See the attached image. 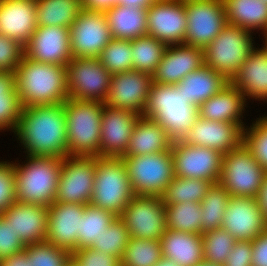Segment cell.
Returning <instances> with one entry per match:
<instances>
[{
	"mask_svg": "<svg viewBox=\"0 0 267 266\" xmlns=\"http://www.w3.org/2000/svg\"><path fill=\"white\" fill-rule=\"evenodd\" d=\"M15 134L28 156H67L66 116L62 104L22 108Z\"/></svg>",
	"mask_w": 267,
	"mask_h": 266,
	"instance_id": "6da1fadb",
	"label": "cell"
},
{
	"mask_svg": "<svg viewBox=\"0 0 267 266\" xmlns=\"http://www.w3.org/2000/svg\"><path fill=\"white\" fill-rule=\"evenodd\" d=\"M14 74L22 108L62 104L68 99L66 67L23 56Z\"/></svg>",
	"mask_w": 267,
	"mask_h": 266,
	"instance_id": "7a4b0ae2",
	"label": "cell"
},
{
	"mask_svg": "<svg viewBox=\"0 0 267 266\" xmlns=\"http://www.w3.org/2000/svg\"><path fill=\"white\" fill-rule=\"evenodd\" d=\"M27 163H13L16 201L49 207L55 202L62 158L27 156Z\"/></svg>",
	"mask_w": 267,
	"mask_h": 266,
	"instance_id": "3957f363",
	"label": "cell"
},
{
	"mask_svg": "<svg viewBox=\"0 0 267 266\" xmlns=\"http://www.w3.org/2000/svg\"><path fill=\"white\" fill-rule=\"evenodd\" d=\"M142 116L158 122L173 140H180L198 117V107L186 102L175 85L152 83Z\"/></svg>",
	"mask_w": 267,
	"mask_h": 266,
	"instance_id": "277c9868",
	"label": "cell"
},
{
	"mask_svg": "<svg viewBox=\"0 0 267 266\" xmlns=\"http://www.w3.org/2000/svg\"><path fill=\"white\" fill-rule=\"evenodd\" d=\"M102 101L68 98L63 107L66 116L67 155L94 156L100 152Z\"/></svg>",
	"mask_w": 267,
	"mask_h": 266,
	"instance_id": "5b68a950",
	"label": "cell"
},
{
	"mask_svg": "<svg viewBox=\"0 0 267 266\" xmlns=\"http://www.w3.org/2000/svg\"><path fill=\"white\" fill-rule=\"evenodd\" d=\"M134 196L123 159L97 156L90 203L119 217Z\"/></svg>",
	"mask_w": 267,
	"mask_h": 266,
	"instance_id": "8992f818",
	"label": "cell"
},
{
	"mask_svg": "<svg viewBox=\"0 0 267 266\" xmlns=\"http://www.w3.org/2000/svg\"><path fill=\"white\" fill-rule=\"evenodd\" d=\"M252 39L251 32L247 29L227 24L203 49L204 64L231 81L255 49Z\"/></svg>",
	"mask_w": 267,
	"mask_h": 266,
	"instance_id": "52a82bcc",
	"label": "cell"
},
{
	"mask_svg": "<svg viewBox=\"0 0 267 266\" xmlns=\"http://www.w3.org/2000/svg\"><path fill=\"white\" fill-rule=\"evenodd\" d=\"M172 151L144 156H123L128 177L135 195L158 196L175 177Z\"/></svg>",
	"mask_w": 267,
	"mask_h": 266,
	"instance_id": "ba28073f",
	"label": "cell"
},
{
	"mask_svg": "<svg viewBox=\"0 0 267 266\" xmlns=\"http://www.w3.org/2000/svg\"><path fill=\"white\" fill-rule=\"evenodd\" d=\"M266 173L242 143L223 155L218 183L230 196L257 198Z\"/></svg>",
	"mask_w": 267,
	"mask_h": 266,
	"instance_id": "9c48e42d",
	"label": "cell"
},
{
	"mask_svg": "<svg viewBox=\"0 0 267 266\" xmlns=\"http://www.w3.org/2000/svg\"><path fill=\"white\" fill-rule=\"evenodd\" d=\"M68 98L104 102L111 74L95 57L72 58L66 66Z\"/></svg>",
	"mask_w": 267,
	"mask_h": 266,
	"instance_id": "30bf717a",
	"label": "cell"
},
{
	"mask_svg": "<svg viewBox=\"0 0 267 266\" xmlns=\"http://www.w3.org/2000/svg\"><path fill=\"white\" fill-rule=\"evenodd\" d=\"M96 157L71 156L62 158L55 201L88 204L95 182Z\"/></svg>",
	"mask_w": 267,
	"mask_h": 266,
	"instance_id": "8fae6325",
	"label": "cell"
},
{
	"mask_svg": "<svg viewBox=\"0 0 267 266\" xmlns=\"http://www.w3.org/2000/svg\"><path fill=\"white\" fill-rule=\"evenodd\" d=\"M187 15L185 45L204 49L228 24L223 0H184Z\"/></svg>",
	"mask_w": 267,
	"mask_h": 266,
	"instance_id": "7c38bea8",
	"label": "cell"
},
{
	"mask_svg": "<svg viewBox=\"0 0 267 266\" xmlns=\"http://www.w3.org/2000/svg\"><path fill=\"white\" fill-rule=\"evenodd\" d=\"M119 218L130 237L160 240L167 230V215L162 197L135 195Z\"/></svg>",
	"mask_w": 267,
	"mask_h": 266,
	"instance_id": "4fadbf2b",
	"label": "cell"
},
{
	"mask_svg": "<svg viewBox=\"0 0 267 266\" xmlns=\"http://www.w3.org/2000/svg\"><path fill=\"white\" fill-rule=\"evenodd\" d=\"M175 176L218 183L223 155L214 149L173 140L171 146Z\"/></svg>",
	"mask_w": 267,
	"mask_h": 266,
	"instance_id": "5bb4252c",
	"label": "cell"
},
{
	"mask_svg": "<svg viewBox=\"0 0 267 266\" xmlns=\"http://www.w3.org/2000/svg\"><path fill=\"white\" fill-rule=\"evenodd\" d=\"M72 57H95L113 39L104 11L82 9L69 28Z\"/></svg>",
	"mask_w": 267,
	"mask_h": 266,
	"instance_id": "9a60e30c",
	"label": "cell"
},
{
	"mask_svg": "<svg viewBox=\"0 0 267 266\" xmlns=\"http://www.w3.org/2000/svg\"><path fill=\"white\" fill-rule=\"evenodd\" d=\"M186 29L184 0H156L147 9V35L167 46L183 44Z\"/></svg>",
	"mask_w": 267,
	"mask_h": 266,
	"instance_id": "2e32d148",
	"label": "cell"
},
{
	"mask_svg": "<svg viewBox=\"0 0 267 266\" xmlns=\"http://www.w3.org/2000/svg\"><path fill=\"white\" fill-rule=\"evenodd\" d=\"M237 241H253L265 230L267 220L258 199L247 196H230L222 226Z\"/></svg>",
	"mask_w": 267,
	"mask_h": 266,
	"instance_id": "e0dca14e",
	"label": "cell"
},
{
	"mask_svg": "<svg viewBox=\"0 0 267 266\" xmlns=\"http://www.w3.org/2000/svg\"><path fill=\"white\" fill-rule=\"evenodd\" d=\"M152 83V75L140 71L131 70L113 74L104 105L131 110L142 116Z\"/></svg>",
	"mask_w": 267,
	"mask_h": 266,
	"instance_id": "ac0fdd59",
	"label": "cell"
},
{
	"mask_svg": "<svg viewBox=\"0 0 267 266\" xmlns=\"http://www.w3.org/2000/svg\"><path fill=\"white\" fill-rule=\"evenodd\" d=\"M140 117L131 110L103 105L98 157L122 158Z\"/></svg>",
	"mask_w": 267,
	"mask_h": 266,
	"instance_id": "d6986e66",
	"label": "cell"
},
{
	"mask_svg": "<svg viewBox=\"0 0 267 266\" xmlns=\"http://www.w3.org/2000/svg\"><path fill=\"white\" fill-rule=\"evenodd\" d=\"M24 56L38 63L66 67L72 57L69 28L37 27L24 46Z\"/></svg>",
	"mask_w": 267,
	"mask_h": 266,
	"instance_id": "ffe728a7",
	"label": "cell"
},
{
	"mask_svg": "<svg viewBox=\"0 0 267 266\" xmlns=\"http://www.w3.org/2000/svg\"><path fill=\"white\" fill-rule=\"evenodd\" d=\"M244 129V125L210 121L198 116L180 141L188 145L208 147L224 155L242 144Z\"/></svg>",
	"mask_w": 267,
	"mask_h": 266,
	"instance_id": "44dd1931",
	"label": "cell"
},
{
	"mask_svg": "<svg viewBox=\"0 0 267 266\" xmlns=\"http://www.w3.org/2000/svg\"><path fill=\"white\" fill-rule=\"evenodd\" d=\"M84 204L55 201L48 207L46 241L70 253L77 250L79 225Z\"/></svg>",
	"mask_w": 267,
	"mask_h": 266,
	"instance_id": "7402d4cb",
	"label": "cell"
},
{
	"mask_svg": "<svg viewBox=\"0 0 267 266\" xmlns=\"http://www.w3.org/2000/svg\"><path fill=\"white\" fill-rule=\"evenodd\" d=\"M202 65L203 49L185 44L168 45L152 74L153 83L177 84Z\"/></svg>",
	"mask_w": 267,
	"mask_h": 266,
	"instance_id": "603a6c76",
	"label": "cell"
},
{
	"mask_svg": "<svg viewBox=\"0 0 267 266\" xmlns=\"http://www.w3.org/2000/svg\"><path fill=\"white\" fill-rule=\"evenodd\" d=\"M1 215L9 221V225L25 246L46 241L47 207L15 201Z\"/></svg>",
	"mask_w": 267,
	"mask_h": 266,
	"instance_id": "cb8c5ba5",
	"label": "cell"
},
{
	"mask_svg": "<svg viewBox=\"0 0 267 266\" xmlns=\"http://www.w3.org/2000/svg\"><path fill=\"white\" fill-rule=\"evenodd\" d=\"M36 0H0V34L23 46L37 28Z\"/></svg>",
	"mask_w": 267,
	"mask_h": 266,
	"instance_id": "d4e9b609",
	"label": "cell"
},
{
	"mask_svg": "<svg viewBox=\"0 0 267 266\" xmlns=\"http://www.w3.org/2000/svg\"><path fill=\"white\" fill-rule=\"evenodd\" d=\"M230 82L244 94L245 99L247 96L267 102V47H255Z\"/></svg>",
	"mask_w": 267,
	"mask_h": 266,
	"instance_id": "484cf974",
	"label": "cell"
},
{
	"mask_svg": "<svg viewBox=\"0 0 267 266\" xmlns=\"http://www.w3.org/2000/svg\"><path fill=\"white\" fill-rule=\"evenodd\" d=\"M246 100L244 94L230 82L221 91L198 106V116L210 121L244 125L240 118Z\"/></svg>",
	"mask_w": 267,
	"mask_h": 266,
	"instance_id": "4316f807",
	"label": "cell"
},
{
	"mask_svg": "<svg viewBox=\"0 0 267 266\" xmlns=\"http://www.w3.org/2000/svg\"><path fill=\"white\" fill-rule=\"evenodd\" d=\"M160 242L163 258L178 266H198L204 261L201 234L167 229Z\"/></svg>",
	"mask_w": 267,
	"mask_h": 266,
	"instance_id": "83f0119b",
	"label": "cell"
},
{
	"mask_svg": "<svg viewBox=\"0 0 267 266\" xmlns=\"http://www.w3.org/2000/svg\"><path fill=\"white\" fill-rule=\"evenodd\" d=\"M229 83L223 74L204 64L174 85L186 97V102L198 107Z\"/></svg>",
	"mask_w": 267,
	"mask_h": 266,
	"instance_id": "f1b7e54d",
	"label": "cell"
},
{
	"mask_svg": "<svg viewBox=\"0 0 267 266\" xmlns=\"http://www.w3.org/2000/svg\"><path fill=\"white\" fill-rule=\"evenodd\" d=\"M173 139L156 121L141 116L134 126L124 156H144L171 150Z\"/></svg>",
	"mask_w": 267,
	"mask_h": 266,
	"instance_id": "f546056e",
	"label": "cell"
},
{
	"mask_svg": "<svg viewBox=\"0 0 267 266\" xmlns=\"http://www.w3.org/2000/svg\"><path fill=\"white\" fill-rule=\"evenodd\" d=\"M104 13L113 38L132 40L147 35V9L116 4Z\"/></svg>",
	"mask_w": 267,
	"mask_h": 266,
	"instance_id": "4dcf8cb0",
	"label": "cell"
},
{
	"mask_svg": "<svg viewBox=\"0 0 267 266\" xmlns=\"http://www.w3.org/2000/svg\"><path fill=\"white\" fill-rule=\"evenodd\" d=\"M227 23L243 29H261L267 35V4L261 0H223Z\"/></svg>",
	"mask_w": 267,
	"mask_h": 266,
	"instance_id": "1f68e13d",
	"label": "cell"
},
{
	"mask_svg": "<svg viewBox=\"0 0 267 266\" xmlns=\"http://www.w3.org/2000/svg\"><path fill=\"white\" fill-rule=\"evenodd\" d=\"M37 27L70 28L83 9L82 0H36Z\"/></svg>",
	"mask_w": 267,
	"mask_h": 266,
	"instance_id": "d6a6232c",
	"label": "cell"
},
{
	"mask_svg": "<svg viewBox=\"0 0 267 266\" xmlns=\"http://www.w3.org/2000/svg\"><path fill=\"white\" fill-rule=\"evenodd\" d=\"M117 217L108 210L86 204L80 219L77 250L91 248L93 240L98 239Z\"/></svg>",
	"mask_w": 267,
	"mask_h": 266,
	"instance_id": "836d02e7",
	"label": "cell"
},
{
	"mask_svg": "<svg viewBox=\"0 0 267 266\" xmlns=\"http://www.w3.org/2000/svg\"><path fill=\"white\" fill-rule=\"evenodd\" d=\"M21 110L15 74L11 71H0V130L11 129L15 133Z\"/></svg>",
	"mask_w": 267,
	"mask_h": 266,
	"instance_id": "e575fe53",
	"label": "cell"
},
{
	"mask_svg": "<svg viewBox=\"0 0 267 266\" xmlns=\"http://www.w3.org/2000/svg\"><path fill=\"white\" fill-rule=\"evenodd\" d=\"M166 47V44L149 35L132 39L133 70L152 75L162 60Z\"/></svg>",
	"mask_w": 267,
	"mask_h": 266,
	"instance_id": "d590c367",
	"label": "cell"
},
{
	"mask_svg": "<svg viewBox=\"0 0 267 266\" xmlns=\"http://www.w3.org/2000/svg\"><path fill=\"white\" fill-rule=\"evenodd\" d=\"M229 192L219 183L212 184L201 201V233L221 228L229 202Z\"/></svg>",
	"mask_w": 267,
	"mask_h": 266,
	"instance_id": "8d00e7d4",
	"label": "cell"
},
{
	"mask_svg": "<svg viewBox=\"0 0 267 266\" xmlns=\"http://www.w3.org/2000/svg\"><path fill=\"white\" fill-rule=\"evenodd\" d=\"M213 183L202 179H189L175 176L167 185L162 199L164 204H179L186 202L201 203L207 190Z\"/></svg>",
	"mask_w": 267,
	"mask_h": 266,
	"instance_id": "74e56055",
	"label": "cell"
},
{
	"mask_svg": "<svg viewBox=\"0 0 267 266\" xmlns=\"http://www.w3.org/2000/svg\"><path fill=\"white\" fill-rule=\"evenodd\" d=\"M167 229L193 234L201 233V203L165 204Z\"/></svg>",
	"mask_w": 267,
	"mask_h": 266,
	"instance_id": "f35d334b",
	"label": "cell"
},
{
	"mask_svg": "<svg viewBox=\"0 0 267 266\" xmlns=\"http://www.w3.org/2000/svg\"><path fill=\"white\" fill-rule=\"evenodd\" d=\"M162 258L160 240L130 237L121 266H156Z\"/></svg>",
	"mask_w": 267,
	"mask_h": 266,
	"instance_id": "ab89813d",
	"label": "cell"
},
{
	"mask_svg": "<svg viewBox=\"0 0 267 266\" xmlns=\"http://www.w3.org/2000/svg\"><path fill=\"white\" fill-rule=\"evenodd\" d=\"M201 236L204 261L223 266L237 240L223 228L207 231Z\"/></svg>",
	"mask_w": 267,
	"mask_h": 266,
	"instance_id": "60d3db41",
	"label": "cell"
},
{
	"mask_svg": "<svg viewBox=\"0 0 267 266\" xmlns=\"http://www.w3.org/2000/svg\"><path fill=\"white\" fill-rule=\"evenodd\" d=\"M111 75L131 71V40L113 38L97 57Z\"/></svg>",
	"mask_w": 267,
	"mask_h": 266,
	"instance_id": "b9f144b4",
	"label": "cell"
},
{
	"mask_svg": "<svg viewBox=\"0 0 267 266\" xmlns=\"http://www.w3.org/2000/svg\"><path fill=\"white\" fill-rule=\"evenodd\" d=\"M129 239L130 233L126 225L117 217L98 239L93 240L91 248L109 253L121 260Z\"/></svg>",
	"mask_w": 267,
	"mask_h": 266,
	"instance_id": "7bdbcfd3",
	"label": "cell"
},
{
	"mask_svg": "<svg viewBox=\"0 0 267 266\" xmlns=\"http://www.w3.org/2000/svg\"><path fill=\"white\" fill-rule=\"evenodd\" d=\"M30 266H67L72 253L55 247L48 241L25 246Z\"/></svg>",
	"mask_w": 267,
	"mask_h": 266,
	"instance_id": "ee69618b",
	"label": "cell"
},
{
	"mask_svg": "<svg viewBox=\"0 0 267 266\" xmlns=\"http://www.w3.org/2000/svg\"><path fill=\"white\" fill-rule=\"evenodd\" d=\"M243 130V144L260 166L267 172V123L260 117Z\"/></svg>",
	"mask_w": 267,
	"mask_h": 266,
	"instance_id": "f6af8a7d",
	"label": "cell"
},
{
	"mask_svg": "<svg viewBox=\"0 0 267 266\" xmlns=\"http://www.w3.org/2000/svg\"><path fill=\"white\" fill-rule=\"evenodd\" d=\"M24 56V46L5 35L0 34V71L15 72Z\"/></svg>",
	"mask_w": 267,
	"mask_h": 266,
	"instance_id": "bcb514c9",
	"label": "cell"
},
{
	"mask_svg": "<svg viewBox=\"0 0 267 266\" xmlns=\"http://www.w3.org/2000/svg\"><path fill=\"white\" fill-rule=\"evenodd\" d=\"M16 201L13 163L0 162V214Z\"/></svg>",
	"mask_w": 267,
	"mask_h": 266,
	"instance_id": "7dc6e473",
	"label": "cell"
},
{
	"mask_svg": "<svg viewBox=\"0 0 267 266\" xmlns=\"http://www.w3.org/2000/svg\"><path fill=\"white\" fill-rule=\"evenodd\" d=\"M72 260L78 266H121V260L119 258L92 248L74 251L72 253Z\"/></svg>",
	"mask_w": 267,
	"mask_h": 266,
	"instance_id": "c3c4849f",
	"label": "cell"
},
{
	"mask_svg": "<svg viewBox=\"0 0 267 266\" xmlns=\"http://www.w3.org/2000/svg\"><path fill=\"white\" fill-rule=\"evenodd\" d=\"M25 250V245L14 232L9 221L0 214V260Z\"/></svg>",
	"mask_w": 267,
	"mask_h": 266,
	"instance_id": "681fc988",
	"label": "cell"
},
{
	"mask_svg": "<svg viewBox=\"0 0 267 266\" xmlns=\"http://www.w3.org/2000/svg\"><path fill=\"white\" fill-rule=\"evenodd\" d=\"M223 266H252V241H236Z\"/></svg>",
	"mask_w": 267,
	"mask_h": 266,
	"instance_id": "f907efd6",
	"label": "cell"
},
{
	"mask_svg": "<svg viewBox=\"0 0 267 266\" xmlns=\"http://www.w3.org/2000/svg\"><path fill=\"white\" fill-rule=\"evenodd\" d=\"M252 266H267V230L252 241Z\"/></svg>",
	"mask_w": 267,
	"mask_h": 266,
	"instance_id": "816d5d0a",
	"label": "cell"
},
{
	"mask_svg": "<svg viewBox=\"0 0 267 266\" xmlns=\"http://www.w3.org/2000/svg\"><path fill=\"white\" fill-rule=\"evenodd\" d=\"M117 4V0H82L86 10L105 11Z\"/></svg>",
	"mask_w": 267,
	"mask_h": 266,
	"instance_id": "f5cc1de1",
	"label": "cell"
},
{
	"mask_svg": "<svg viewBox=\"0 0 267 266\" xmlns=\"http://www.w3.org/2000/svg\"><path fill=\"white\" fill-rule=\"evenodd\" d=\"M0 266H30L27 253L23 250L17 254L0 260Z\"/></svg>",
	"mask_w": 267,
	"mask_h": 266,
	"instance_id": "db71d44e",
	"label": "cell"
},
{
	"mask_svg": "<svg viewBox=\"0 0 267 266\" xmlns=\"http://www.w3.org/2000/svg\"><path fill=\"white\" fill-rule=\"evenodd\" d=\"M257 199H258V204L261 207L262 212L265 214V218L267 220V173L263 180V184L260 188V192Z\"/></svg>",
	"mask_w": 267,
	"mask_h": 266,
	"instance_id": "11a10c76",
	"label": "cell"
},
{
	"mask_svg": "<svg viewBox=\"0 0 267 266\" xmlns=\"http://www.w3.org/2000/svg\"><path fill=\"white\" fill-rule=\"evenodd\" d=\"M156 0H117L122 6H132L141 9H148Z\"/></svg>",
	"mask_w": 267,
	"mask_h": 266,
	"instance_id": "9f6ffc18",
	"label": "cell"
},
{
	"mask_svg": "<svg viewBox=\"0 0 267 266\" xmlns=\"http://www.w3.org/2000/svg\"><path fill=\"white\" fill-rule=\"evenodd\" d=\"M156 266H178L173 261L162 258Z\"/></svg>",
	"mask_w": 267,
	"mask_h": 266,
	"instance_id": "6f0895ef",
	"label": "cell"
},
{
	"mask_svg": "<svg viewBox=\"0 0 267 266\" xmlns=\"http://www.w3.org/2000/svg\"><path fill=\"white\" fill-rule=\"evenodd\" d=\"M198 266H219V265L203 261Z\"/></svg>",
	"mask_w": 267,
	"mask_h": 266,
	"instance_id": "680465c9",
	"label": "cell"
},
{
	"mask_svg": "<svg viewBox=\"0 0 267 266\" xmlns=\"http://www.w3.org/2000/svg\"><path fill=\"white\" fill-rule=\"evenodd\" d=\"M67 266H78L72 259L70 262L67 264Z\"/></svg>",
	"mask_w": 267,
	"mask_h": 266,
	"instance_id": "91938a15",
	"label": "cell"
},
{
	"mask_svg": "<svg viewBox=\"0 0 267 266\" xmlns=\"http://www.w3.org/2000/svg\"><path fill=\"white\" fill-rule=\"evenodd\" d=\"M261 118L267 123V116L266 117L265 116L264 117L262 116Z\"/></svg>",
	"mask_w": 267,
	"mask_h": 266,
	"instance_id": "94428289",
	"label": "cell"
},
{
	"mask_svg": "<svg viewBox=\"0 0 267 266\" xmlns=\"http://www.w3.org/2000/svg\"><path fill=\"white\" fill-rule=\"evenodd\" d=\"M265 46L267 47V38H265Z\"/></svg>",
	"mask_w": 267,
	"mask_h": 266,
	"instance_id": "6125c7cd",
	"label": "cell"
}]
</instances>
